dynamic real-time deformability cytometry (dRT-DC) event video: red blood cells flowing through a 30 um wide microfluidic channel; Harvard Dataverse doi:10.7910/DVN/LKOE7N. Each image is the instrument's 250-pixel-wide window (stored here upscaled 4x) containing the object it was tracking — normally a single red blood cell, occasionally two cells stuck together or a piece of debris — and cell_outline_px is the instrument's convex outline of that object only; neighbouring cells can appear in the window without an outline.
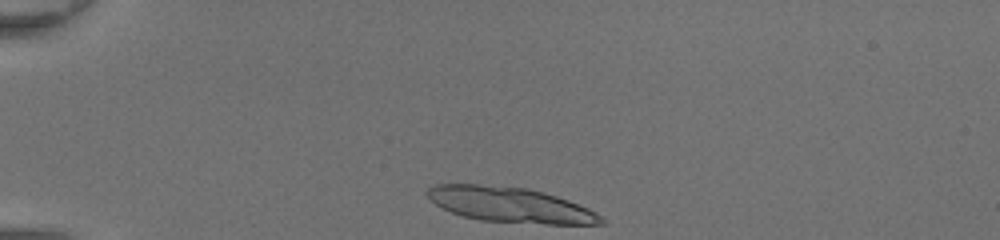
{"species": "common noctule bat (a hibernating species)", "species_latin": "Nyctalus noctula", "temperature_condition": "room temperature", "stored_images_in_passage": 37, "segment_of_instrument_passage": [1, 2], "camera_frame_rate_fps": 3000, "um_per_image_px": 0.085, "animal": {"sex": "female", "body_mass_g": 20.0, "forearm_length_mm": 54.0}, "frame": {"image": 1, "passage_image": 1, "time_ms": 0.0, "image_size_px": [1000, 240], "cell_outline_px": [[604, 224], [544, 224], [480, 220], [464, 216], [452, 212], [436, 204], [424, 192], [432, 184], [476, 184], [528, 188], [544, 192], [568, 200], [588, 208], [596, 212], [604, 220]], "centroid_in_image_um": [43.36, 17.4], "position_along_channel_um": 41.6, "area_um2": 35.43}}